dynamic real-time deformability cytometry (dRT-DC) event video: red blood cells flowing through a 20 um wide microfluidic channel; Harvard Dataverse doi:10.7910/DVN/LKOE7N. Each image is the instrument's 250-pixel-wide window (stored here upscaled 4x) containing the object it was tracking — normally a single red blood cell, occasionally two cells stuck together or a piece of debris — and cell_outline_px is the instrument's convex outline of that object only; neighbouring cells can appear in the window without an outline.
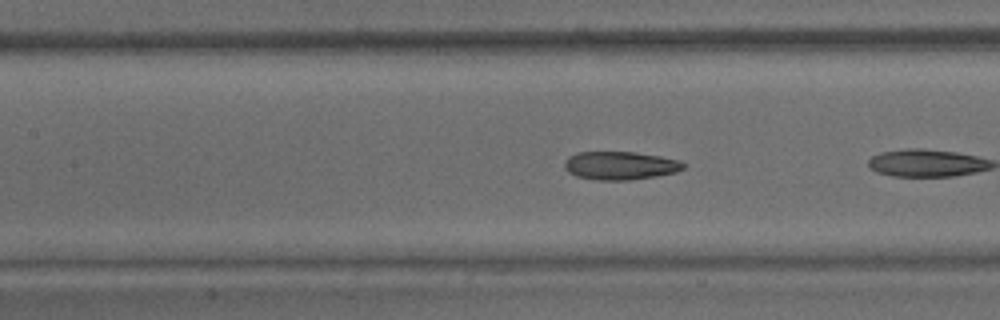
{"species": "common noctule bat (a hibernating species)", "species_latin": "Nyctalus noctula", "temperature_condition": "warm", "stored_images_in_passage": 9, "camera_frame_rate_fps": 3000, "um_per_image_px": 0.085, "animal": {"sex": "male", "body_mass_g": 15.6}, "frame": {"image": 1, "passage_image": 7, "time_ms": 2.0, "image_size_px": [1000, 320], "cell_outline_px": [[684, 168], [676, 172], [656, 176], [628, 180], [596, 180], [576, 176], [568, 172], [564, 168], [564, 160], [568, 156], [576, 152], [632, 152], [660, 156], [680, 160], [684, 164]], "centroid_in_image_um": [52.68, 14.07], "position_along_channel_um": 154.7, "area_um2": 19.65}}